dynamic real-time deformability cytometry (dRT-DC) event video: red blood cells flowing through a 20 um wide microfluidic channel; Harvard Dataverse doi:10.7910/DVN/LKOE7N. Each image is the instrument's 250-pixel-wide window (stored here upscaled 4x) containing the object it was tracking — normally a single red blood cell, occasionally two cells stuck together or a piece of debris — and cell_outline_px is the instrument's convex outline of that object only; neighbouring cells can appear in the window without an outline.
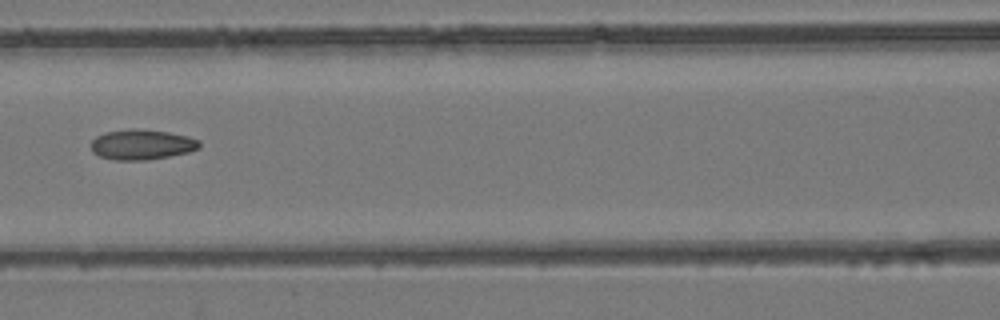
{"species": "common noctule bat (a hibernating species)", "species_latin": "Nyctalus noctula", "temperature_condition": "room temperature", "stored_images_in_passage": 5, "camera_frame_rate_fps": 3000, "um_per_image_px": 0.085, "animal": {"sex": "female", "body_mass_g": 24.6, "forearm_length_mm": 56.2}, "frame": {"image": 1, "passage_image": 4, "time_ms": 3.333, "image_size_px": [1000, 320], "cell_outline_px": [[200, 148], [188, 152], [148, 160], [112, 160], [100, 156], [92, 152], [92, 140], [96, 136], [104, 132], [132, 128], [136, 128], [168, 132], [188, 136], [200, 140]], "centroid_in_image_um": [12.05, 12.28], "position_along_channel_um": 154.6, "area_um2": 19.19}}
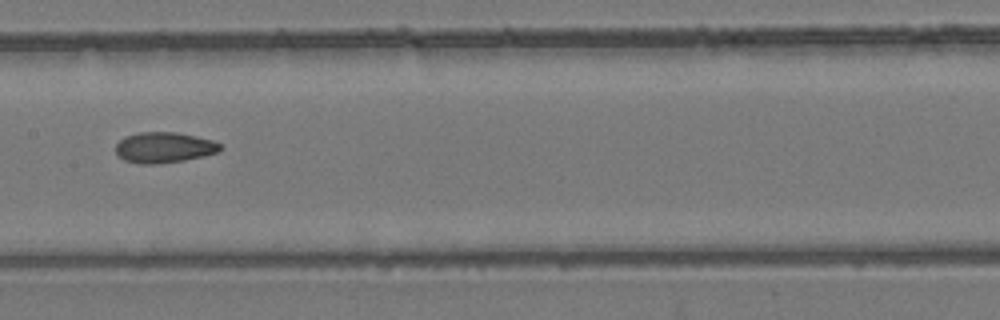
{"frame": {"image": 2, "passage_image": 5, "time_ms": 4.333, "image_size_px": [1000, 320], "cell_outline_px": [[224, 148], [216, 152], [204, 156], [184, 160], [156, 164], [140, 164], [124, 160], [116, 152], [116, 144], [124, 136], [140, 132], [176, 132], [196, 136], [212, 140], [220, 144]], "centroid_in_image_um": [13.94, 12.53], "position_along_channel_um": 193.5, "area_um2": 18.67}}